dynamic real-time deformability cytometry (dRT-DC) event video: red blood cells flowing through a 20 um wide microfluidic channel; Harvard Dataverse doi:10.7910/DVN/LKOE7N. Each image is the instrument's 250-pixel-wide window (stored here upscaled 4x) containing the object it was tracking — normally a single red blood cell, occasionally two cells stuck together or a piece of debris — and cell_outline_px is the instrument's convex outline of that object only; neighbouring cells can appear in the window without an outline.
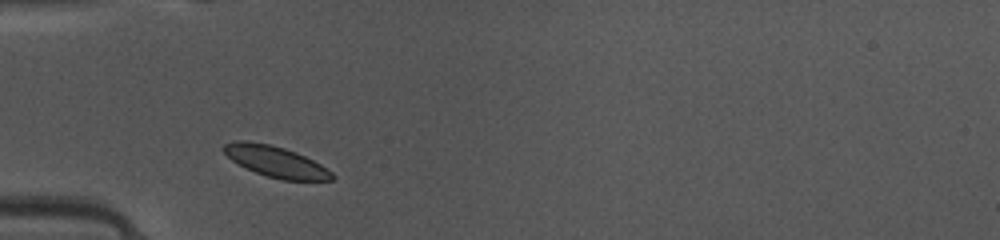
{"species": "common noctule bat (a hibernating species)", "species_latin": "Nyctalus noctula", "temperature_condition": "warm", "stored_images_in_passage": 34, "camera_frame_rate_fps": 3000, "um_per_image_px": 0.085, "animal": {"sex": "female", "body_mass_g": 10.0, "forearm_length_mm": 53.1}, "frame": {"image": 1, "passage_image": 1, "time_ms": 0.0, "image_size_px": [1000, 240], "cell_outline_px": [[336, 176], [332, 180], [284, 180], [268, 176], [256, 172], [232, 160], [220, 148], [224, 144], [236, 140], [248, 140], [268, 144], [284, 148], [296, 152], [320, 164], [332, 172]], "centroid_in_image_um": [23.43, 13.72], "position_along_channel_um": 61.6, "area_um2": 19.31}}
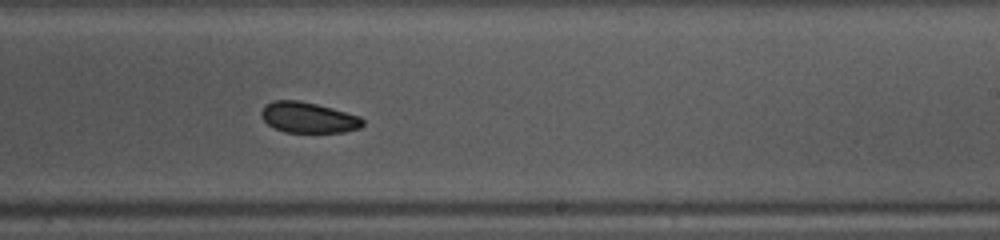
{"frame": {"image": 2, "passage_image": 16, "time_ms": 5.0, "image_size_px": [1000, 240], "cell_outline_px": [[364, 124], [360, 128], [344, 132], [284, 132], [268, 124], [260, 116], [260, 112], [264, 104], [272, 100], [300, 100], [332, 108], [360, 116], [364, 120]], "centroid_in_image_um": [26.19, 9.98], "position_along_channel_um": 262.8, "area_um2": 18.26}}
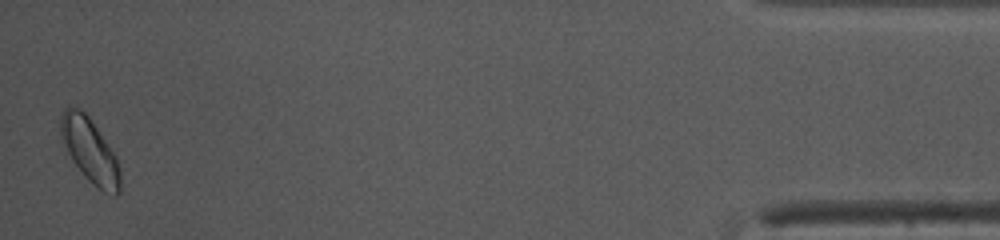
{"frame": {"image": 3, "passage_image": 34, "time_ms": 11.0, "image_size_px": [1000, 240], "cell_outline_px": [[120, 192], [116, 196], [104, 192], [88, 180], [84, 176], [72, 160], [60, 140], [60, 112], [68, 104], [80, 108], [88, 116], [116, 156], [120, 168]], "centroid_in_image_um": [7.6, 12.76], "position_along_channel_um": 427.6, "area_um2": 22.54}, "authors_computed_cell_mechanics": {"area_um2": 19.4208, "velocity_mm_per_s": 4.0798, "shape_relaxation_time_tau1_ms": 1.6882, "shape_relaxation_time_tau2_ms": 2.5432, "deformation_change_tau1": 0.0619, "deformation_change_tau2": 0.0552}}